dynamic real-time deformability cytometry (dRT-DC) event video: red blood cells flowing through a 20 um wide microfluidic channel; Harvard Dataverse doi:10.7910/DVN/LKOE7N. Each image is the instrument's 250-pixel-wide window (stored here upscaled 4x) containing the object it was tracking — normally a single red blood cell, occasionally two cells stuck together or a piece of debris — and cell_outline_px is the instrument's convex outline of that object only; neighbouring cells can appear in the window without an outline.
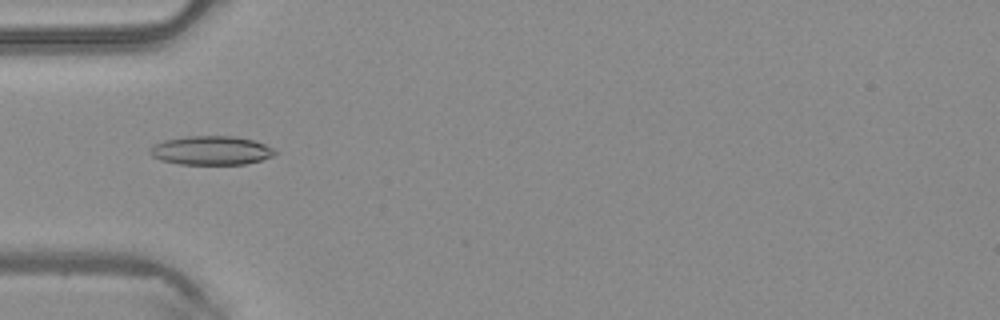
{"species": "common noctule bat (a hibernating species)", "species_latin": "Nyctalus noctula", "temperature_condition": "warm", "stored_images_in_passage": 48, "camera_frame_rate_fps": 3000, "um_per_image_px": 0.085, "animal": {"sex": "male", "body_mass_g": 20.4}, "frame": {"image": 1, "passage_image": 16, "time_ms": 5.0, "image_size_px": [1000, 320], "cell_outline_px": [[276, 152], [272, 156], [260, 160], [244, 164], [180, 164], [160, 160], [152, 156], [148, 152], [148, 148], [152, 144], [164, 140], [188, 136], [236, 136], [252, 140], [264, 144], [272, 148]], "centroid_in_image_um": [17.88, 12.78], "position_along_channel_um": 67.1, "area_um2": 21.04}}
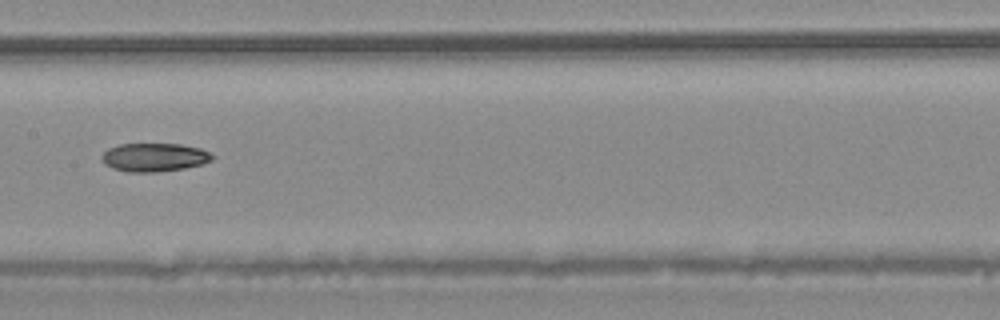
{"frame": {"image": 2, "passage_image": 25, "time_ms": 8.0, "image_size_px": [1000, 320], "cell_outline_px": [[216, 156], [212, 160], [200, 164], [184, 168], [156, 172], [128, 172], [112, 168], [104, 164], [100, 156], [108, 148], [120, 144], [180, 144], [200, 148]], "centroid_in_image_um": [13.09, 13.37], "position_along_channel_um": 194.3, "area_um2": 18.32}}
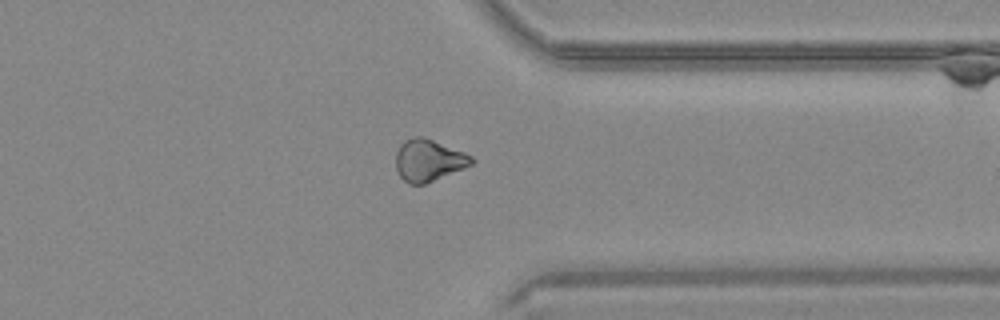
{"frame": {"image": 3, "passage_image": 38, "time_ms": 12.333, "image_size_px": [1000, 320], "cell_outline_px": [[476, 160], [472, 164], [464, 168], [424, 184], [408, 184], [400, 176], [396, 168], [396, 152], [400, 144], [404, 140], [412, 136], [420, 136], [432, 140], [464, 152], [472, 156]], "centroid_in_image_um": [36.42, 13.62], "position_along_channel_um": 375.0, "area_um2": 18.38}}